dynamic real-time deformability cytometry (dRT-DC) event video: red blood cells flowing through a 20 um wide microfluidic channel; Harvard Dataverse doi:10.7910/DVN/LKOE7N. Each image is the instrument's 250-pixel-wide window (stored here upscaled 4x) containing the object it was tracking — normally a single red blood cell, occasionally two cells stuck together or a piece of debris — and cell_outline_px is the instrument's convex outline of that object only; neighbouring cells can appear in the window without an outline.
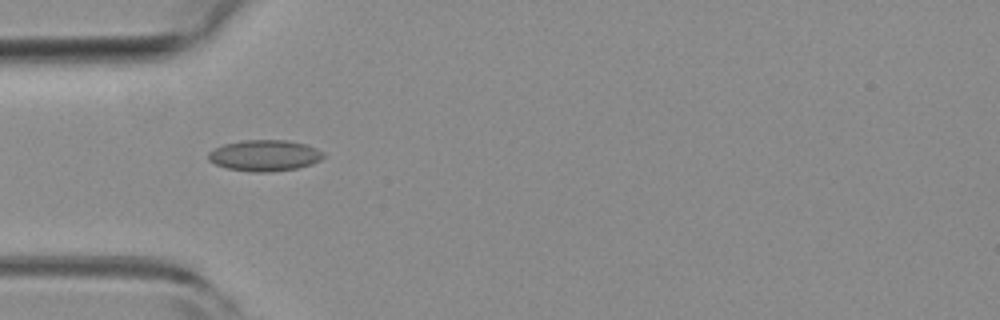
{"species": "common noctule bat (a hibernating species)", "species_latin": "Nyctalus noctula", "temperature_condition": "room temperature", "stored_images_in_passage": 2, "camera_frame_rate_fps": 3000, "um_per_image_px": 0.085, "animal": {"sex": "female", "body_mass_g": 19.3, "forearm_length_mm": 54.1}, "frame": {"image": 1, "passage_image": 1, "time_ms": 0.0, "image_size_px": [1000, 320], "cell_outline_px": [[324, 156], [320, 160], [312, 164], [296, 168], [268, 172], [248, 172], [228, 168], [216, 164], [208, 160], [208, 152], [224, 144], [244, 140], [288, 140], [304, 144], [316, 148], [324, 152]], "centroid_in_image_um": [22.5, 13.22], "position_along_channel_um": 62.5, "area_um2": 20.81}}
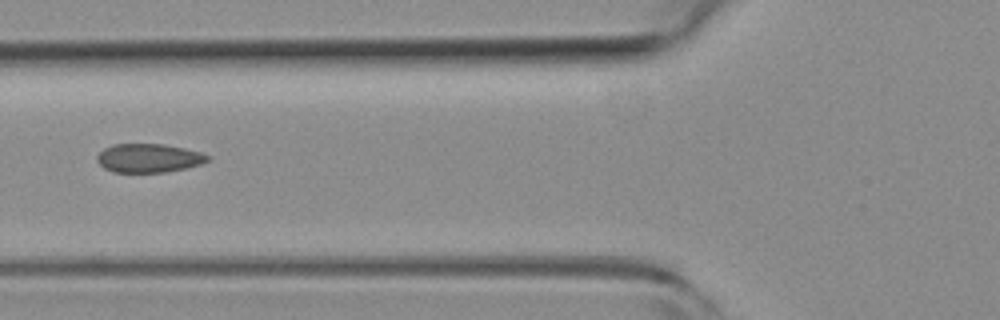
{"frame": {"image": 2, "passage_image": 2, "time_ms": 0.333, "image_size_px": [1000, 320], "cell_outline_px": [[212, 160], [188, 168], [164, 172], [112, 172], [104, 168], [96, 160], [96, 156], [104, 148], [112, 144], [164, 144], [184, 148], [200, 152], [212, 156]], "centroid_in_image_um": [12.67, 13.44], "position_along_channel_um": 113.1, "area_um2": 18.73}}